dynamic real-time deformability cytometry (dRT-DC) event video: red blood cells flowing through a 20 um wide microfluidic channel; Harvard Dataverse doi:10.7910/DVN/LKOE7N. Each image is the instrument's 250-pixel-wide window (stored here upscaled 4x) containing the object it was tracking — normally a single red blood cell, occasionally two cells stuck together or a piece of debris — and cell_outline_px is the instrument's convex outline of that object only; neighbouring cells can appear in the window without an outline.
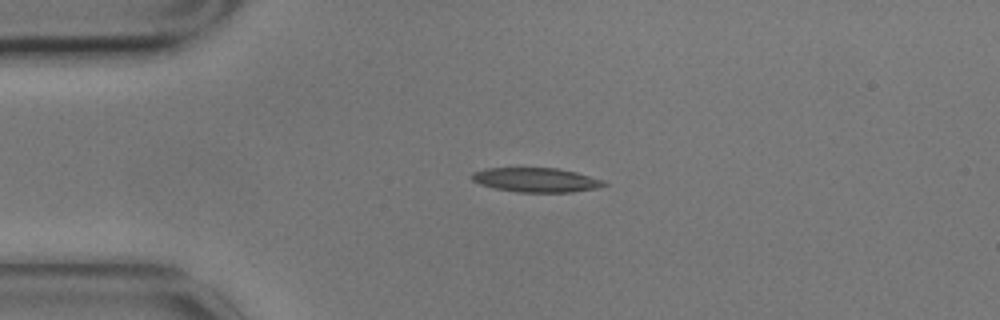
{"species": "common noctule bat (a hibernating species)", "species_latin": "Nyctalus noctula", "temperature_condition": "cold", "stored_images_in_passage": 3, "camera_frame_rate_fps": 3000, "um_per_image_px": 0.085, "animal": {"sex": "male", "body_mass_g": 17.9}, "frame": {"image": 1, "passage_image": 1, "time_ms": 0.0, "image_size_px": [1000, 320], "cell_outline_px": [[608, 184], [600, 188], [572, 192], [516, 192], [496, 188], [480, 184], [472, 180], [468, 176], [472, 172], [484, 168], [556, 168], [576, 172], [604, 180]], "centroid_in_image_um": [45.56, 15.29], "position_along_channel_um": 39.4, "area_um2": 18.9}}